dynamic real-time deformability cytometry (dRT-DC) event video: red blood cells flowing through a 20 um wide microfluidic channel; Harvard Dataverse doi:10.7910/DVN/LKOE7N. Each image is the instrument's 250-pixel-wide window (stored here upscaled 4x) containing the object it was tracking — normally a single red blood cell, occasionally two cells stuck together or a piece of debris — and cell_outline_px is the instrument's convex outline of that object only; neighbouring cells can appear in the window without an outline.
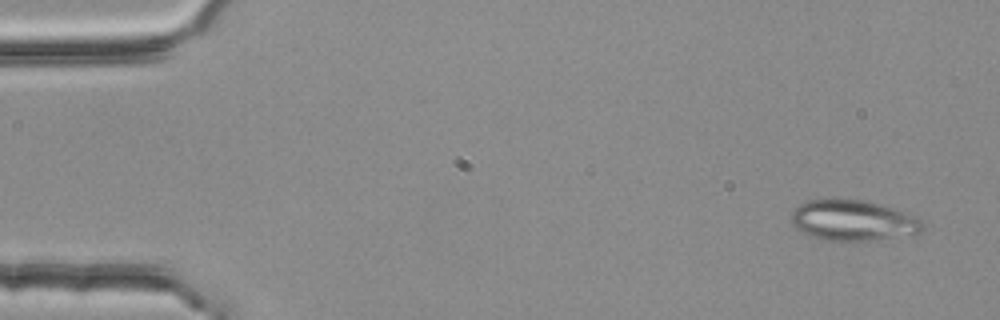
{"species": "common noctule bat (a hibernating species)", "species_latin": "Nyctalus noctula", "temperature_condition": "room temperature", "stored_images_in_passage": 3, "camera_frame_rate_fps": 3000, "um_per_image_px": 0.085, "animal": {"sex": "female", "body_mass_g": 25.1}, "frame": {"image": 1, "passage_image": 1, "time_ms": 0.0, "image_size_px": [1000, 320], "cell_outline_px": [[924, 228], [920, 232], [876, 240], [820, 240], [796, 228], [792, 224], [792, 212], [800, 204], [808, 200], [828, 196], [840, 196], [884, 204], [916, 216], [924, 224]], "centroid_in_image_um": [72.49, 18.68], "position_along_channel_um": 12.5, "area_um2": 31.73}}